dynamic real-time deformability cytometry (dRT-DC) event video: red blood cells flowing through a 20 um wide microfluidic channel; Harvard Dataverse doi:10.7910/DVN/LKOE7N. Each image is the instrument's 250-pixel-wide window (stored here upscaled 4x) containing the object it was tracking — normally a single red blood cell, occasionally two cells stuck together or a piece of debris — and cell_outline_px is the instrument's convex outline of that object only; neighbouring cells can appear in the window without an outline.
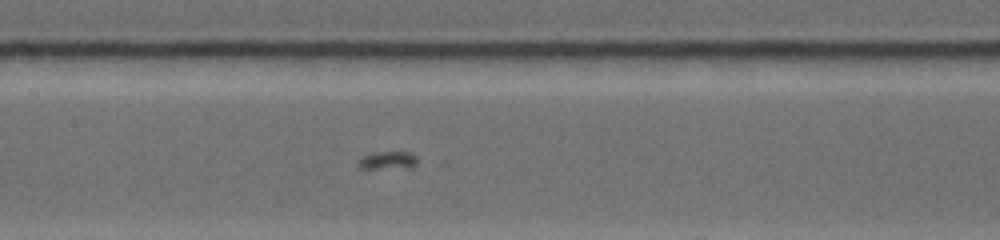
{"species": "common noctule bat (a hibernating species)", "species_latin": "Nyctalus noctula", "temperature_condition": "warm", "stored_images_in_passage": 14, "camera_frame_rate_fps": 4500, "um_per_image_px": 0.085, "animal": {"sex": "female", "body_mass_g": 19.0, "forearm_length_mm": 53.3}, "frame": {"image": 1, "passage_image": 14, "time_ms": 5.111, "image_size_px": [1000, 240], "cell_outline_px": [[924, 220], [912, 224], [800, 224], [792, 220], [788, 216], [812, 212], [904, 212], [920, 216]], "centroid_in_image_um": [72.79, 18.54], "position_along_channel_um": 134.6, "area_um2": 10.58}}